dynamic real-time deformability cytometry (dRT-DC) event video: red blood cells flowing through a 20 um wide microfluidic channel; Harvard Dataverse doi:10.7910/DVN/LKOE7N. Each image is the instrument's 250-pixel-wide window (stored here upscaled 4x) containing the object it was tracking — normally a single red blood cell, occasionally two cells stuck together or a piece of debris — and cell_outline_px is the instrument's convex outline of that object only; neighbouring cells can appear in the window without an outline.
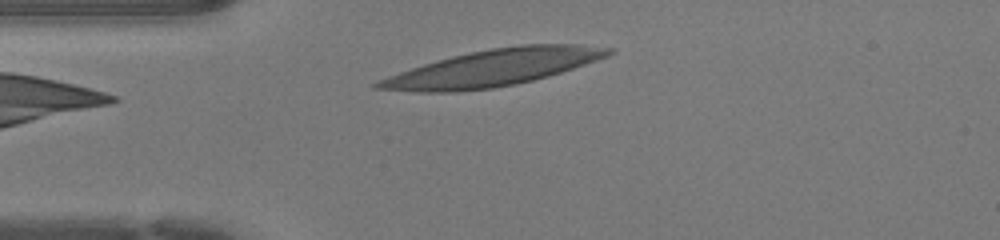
{"species": "human", "species_latin": "Homo sapiens", "temperature_condition": "warm", "stored_images_in_passage": 40, "camera_frame_rate_fps": 3000, "um_per_image_px": 0.085, "donor": {"sex": "female"}, "frame": {"image": 1, "passage_image": 3, "time_ms": 0.667, "image_size_px": [1000, 240], "cell_outline_px": [[612, 52], [608, 56], [548, 76], [516, 84], [492, 88], [456, 92], [416, 92], [372, 88], [372, 84], [388, 76], [424, 64], [452, 56], [492, 48], [520, 44], [576, 44], [612, 48]], "centroid_in_image_um": [41.88, 5.77], "position_along_channel_um": 43.1, "area_um2": 48.49}}
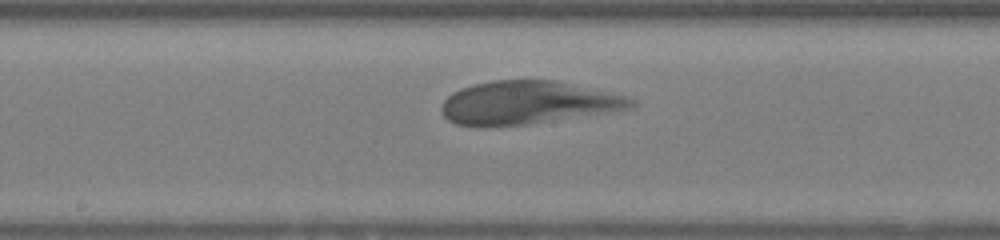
{"frame": {"image": 2, "passage_image": 16, "time_ms": 5.0, "image_size_px": [1000, 240], "cell_outline_px": [[636, 104], [632, 108], [528, 124], [456, 124], [448, 120], [440, 112], [440, 108], [444, 100], [452, 92], [460, 88], [472, 84], [492, 80], [556, 80], [628, 96], [636, 100]], "centroid_in_image_um": [44.87, 8.69], "position_along_channel_um": 203.3, "area_um2": 46.99}}
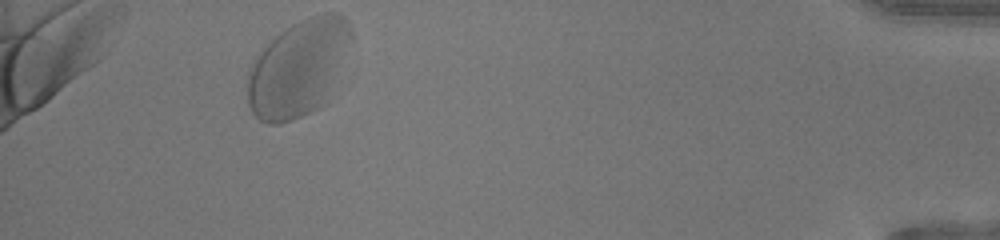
{"frame": {"image": 3, "passage_image": 36, "time_ms": 11.667, "image_size_px": [1000, 240], "cell_outline_px": [[352, 40], [320, 104], [316, 108], [300, 116], [280, 124], [268, 124], [260, 120], [252, 112], [248, 104], [248, 76], [252, 64], [260, 52], [280, 32], [292, 24], [308, 16], [324, 12], [340, 12], [344, 16], [352, 32]], "centroid_in_image_um": [25.31, 5.74], "position_along_channel_um": 409.9, "area_um2": 56.64}, "authors_computed_cell_mechanics": {"area_um2": 48.4075, "velocity_mm_per_s": 4.0727, "shape_relaxation_time_tau1_ms": 2.1338, "shape_relaxation_time_tau2_ms": null, "deformation_change_tau1": 0.1763, "deformation_change_tau2": null}}